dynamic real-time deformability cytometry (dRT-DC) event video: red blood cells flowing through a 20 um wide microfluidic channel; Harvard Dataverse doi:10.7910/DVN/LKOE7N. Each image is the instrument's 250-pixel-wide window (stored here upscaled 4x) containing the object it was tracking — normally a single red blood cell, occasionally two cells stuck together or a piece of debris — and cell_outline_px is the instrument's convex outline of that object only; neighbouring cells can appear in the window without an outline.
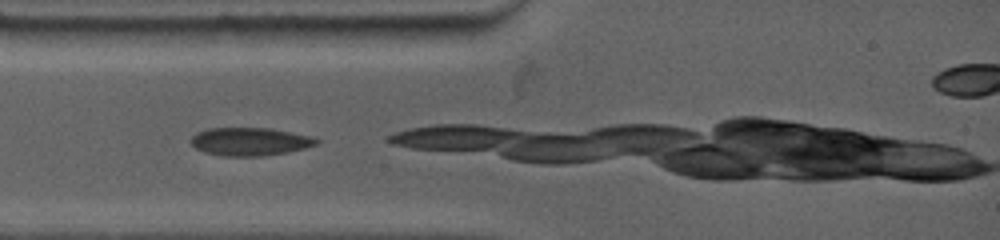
{"species": "common noctule bat (a hibernating species)", "species_latin": "Nyctalus noctula", "temperature_condition": "warm", "stored_images_in_passage": 3, "camera_frame_rate_fps": 4500, "um_per_image_px": 0.085, "animal": {"sex": "female", "body_mass_g": 19.0, "forearm_length_mm": 53.3}, "frame": {"image": 1, "passage_image": 1, "time_ms": 0.0, "image_size_px": [1000, 240], "cell_outline_px": [[320, 140], [316, 144], [304, 148], [288, 152], [260, 156], [224, 156], [204, 152], [196, 148], [188, 140], [196, 132], [208, 128], [272, 128], [312, 136]], "centroid_in_image_um": [21.22, 12.02], "position_along_channel_um": 63.8, "area_um2": 20.63}}